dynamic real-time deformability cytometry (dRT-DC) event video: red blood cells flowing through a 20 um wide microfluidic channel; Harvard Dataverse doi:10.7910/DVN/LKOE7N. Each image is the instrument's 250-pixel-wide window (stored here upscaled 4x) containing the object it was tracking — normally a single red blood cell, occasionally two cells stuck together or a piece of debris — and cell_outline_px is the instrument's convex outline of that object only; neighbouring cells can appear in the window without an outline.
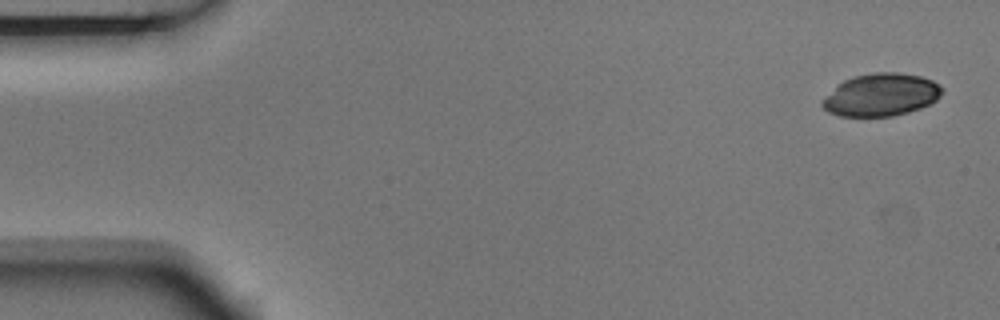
{"species": "Egyptian fruit bat (a non-hibernating species)", "species_latin": "Rousettus aegyptiacus", "temperature_condition": "room temperature", "stored_images_in_passage": 9, "camera_frame_rate_fps": 3000, "um_per_image_px": 0.085, "animal": {"sex": "male"}, "frame": {"image": 1, "passage_image": 1, "time_ms": 0.0, "image_size_px": [1000, 320], "cell_outline_px": [[944, 92], [936, 100], [920, 108], [908, 112], [892, 116], [840, 116], [828, 112], [820, 104], [820, 100], [836, 84], [844, 80], [856, 76], [872, 72], [900, 72], [920, 76], [932, 80], [944, 88]], "centroid_in_image_um": [74.87, 8.05], "position_along_channel_um": 10.1, "area_um2": 30.0}}
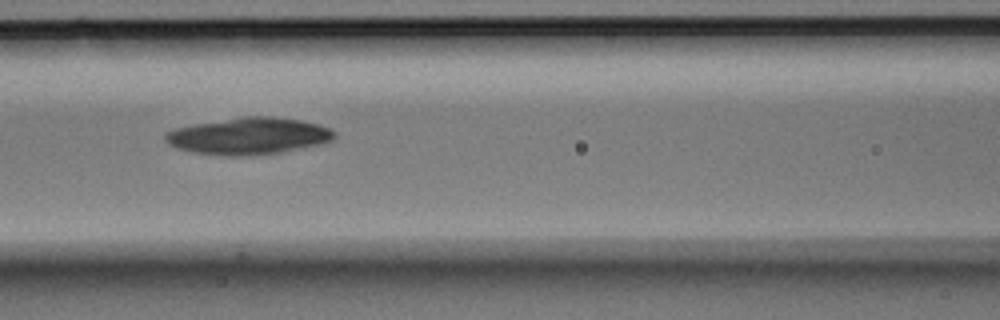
{"frame": {"image": 2, "passage_image": 7, "time_ms": 2.0, "image_size_px": [1000, 320], "cell_outline_px": [[336, 136], [332, 140], [320, 144], [280, 152], [244, 156], [224, 156], [192, 152], [176, 148], [168, 144], [164, 140], [164, 136], [168, 132], [176, 128], [192, 124], [240, 116], [272, 116], [300, 120], [320, 124], [336, 132]], "centroid_in_image_um": [21.11, 11.55], "position_along_channel_um": 145.5, "area_um2": 36.47}}
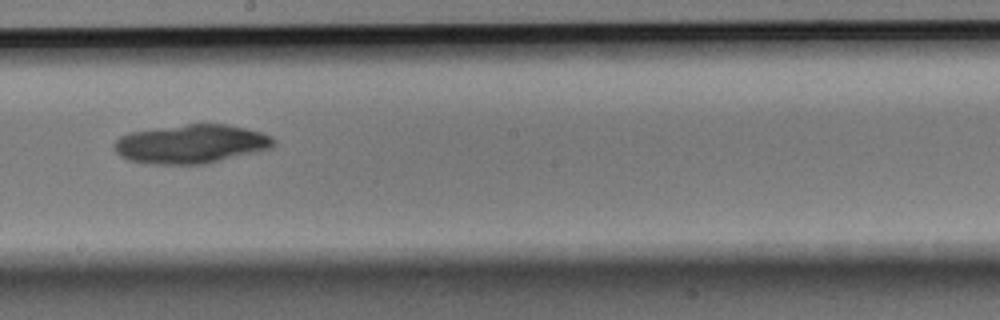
{"frame": {"image": 3, "passage_image": 9, "time_ms": 2.667, "image_size_px": [1000, 320], "cell_outline_px": [[276, 144], [272, 148], [260, 152], [204, 164], [144, 164], [128, 160], [120, 156], [116, 152], [112, 144], [120, 136], [132, 132], [188, 124], [224, 124], [244, 128], [260, 132], [272, 136], [276, 140]], "centroid_in_image_um": [16.27, 12.26], "position_along_channel_um": 231.9, "area_um2": 36.24}}